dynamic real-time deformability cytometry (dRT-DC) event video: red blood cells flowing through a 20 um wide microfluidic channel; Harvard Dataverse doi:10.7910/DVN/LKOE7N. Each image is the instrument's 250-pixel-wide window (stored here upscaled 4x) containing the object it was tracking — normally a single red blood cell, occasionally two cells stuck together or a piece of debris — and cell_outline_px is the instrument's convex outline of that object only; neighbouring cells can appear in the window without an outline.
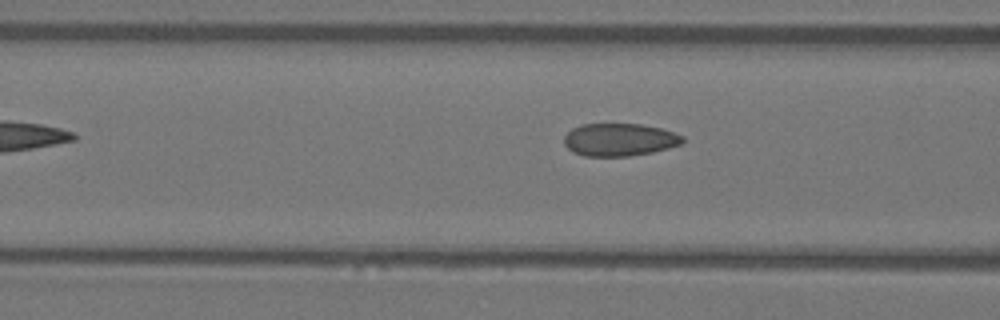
{"species": "Egyptian fruit bat (a non-hibernating species)", "species_latin": "Rousettus aegyptiacus", "temperature_condition": "warm", "stored_images_in_passage": 6, "camera_frame_rate_fps": 3000, "um_per_image_px": 0.085, "animal": {"sex": "female"}, "frame": {"image": 1, "passage_image": 6, "time_ms": 1.667, "image_size_px": [1000, 320], "cell_outline_px": [[684, 140], [680, 144], [668, 148], [652, 152], [628, 156], [584, 156], [572, 152], [564, 144], [564, 136], [572, 128], [580, 124], [640, 124], [660, 128], [684, 136]], "centroid_in_image_um": [52.62, 11.87], "position_along_channel_um": 114.0, "area_um2": 22.54}}